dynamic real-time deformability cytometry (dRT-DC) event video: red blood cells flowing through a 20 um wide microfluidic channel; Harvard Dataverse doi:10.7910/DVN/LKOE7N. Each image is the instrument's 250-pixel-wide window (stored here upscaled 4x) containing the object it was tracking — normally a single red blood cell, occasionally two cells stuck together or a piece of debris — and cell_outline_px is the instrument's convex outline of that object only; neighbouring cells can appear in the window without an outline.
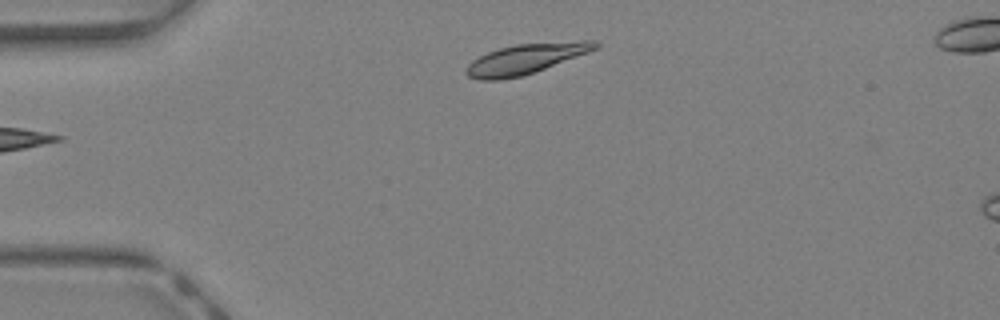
{"species": "Egyptian fruit bat (a non-hibernating species)", "species_latin": "Rousettus aegyptiacus", "temperature_condition": "warm", "stored_images_in_passage": 29, "camera_frame_rate_fps": 3000, "um_per_image_px": 0.085, "animal": {"sex": "female"}, "frame": {"image": 1, "passage_image": 1, "time_ms": 0.0, "image_size_px": [1000, 320], "cell_outline_px": [[600, 44], [596, 48], [588, 52], [544, 68], [520, 76], [500, 80], [480, 80], [468, 76], [464, 72], [464, 68], [472, 60], [488, 52], [500, 48], [516, 44], [580, 40], [596, 40]], "centroid_in_image_um": [44.65, 4.99], "position_along_channel_um": 40.4, "area_um2": 22.43}}
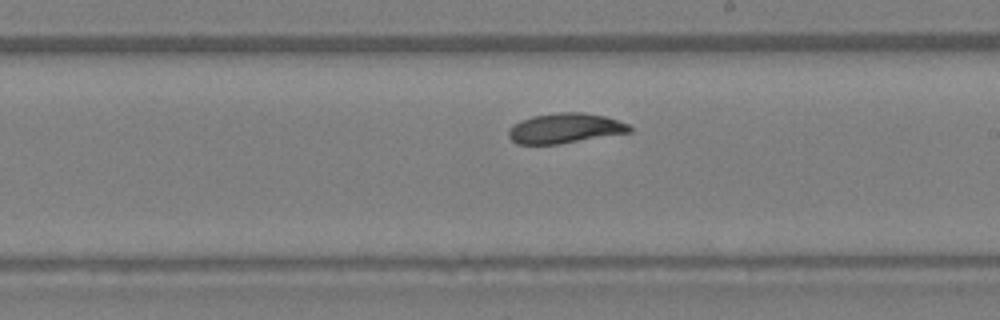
{"frame": {"image": 2, "passage_image": 16, "time_ms": 5.0, "image_size_px": [1000, 320], "cell_outline_px": [[632, 132], [560, 144], [516, 144], [508, 136], [508, 132], [512, 124], [520, 120], [532, 116], [560, 112], [584, 112], [604, 116], [628, 124], [632, 128]], "centroid_in_image_um": [48.01, 10.9], "position_along_channel_um": 241.0, "area_um2": 21.27}}
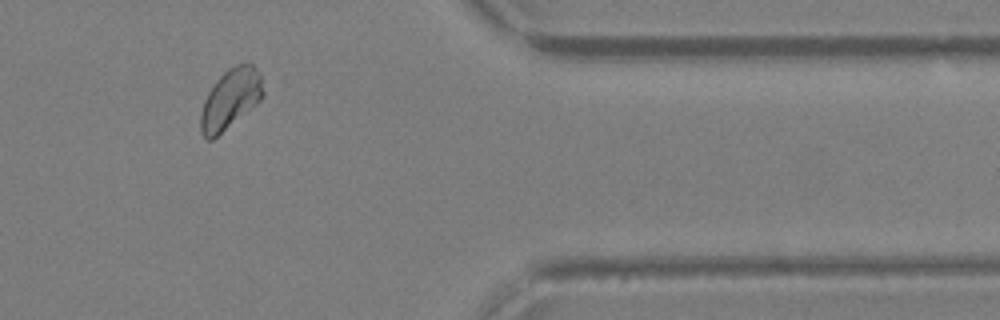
{"frame": {"image": 3, "passage_image": 27, "time_ms": 8.667, "image_size_px": [1000, 320], "cell_outline_px": [[264, 96], [260, 100], [212, 140], [208, 140], [200, 132], [200, 116], [204, 100], [208, 92], [216, 80], [228, 68], [236, 64], [252, 64], [260, 72], [264, 92]], "centroid_in_image_um": [19.58, 8.39], "position_along_channel_um": 391.8, "area_um2": 21.56}, "authors_computed_cell_mechanics": {"area_um2": 21.2704, "velocity_mm_per_s": 4.6961, "shape_relaxation_time_tau1_ms": 4.7556, "shape_relaxation_time_tau2_ms": null, "deformation_change_tau1": 0.1158, "deformation_change_tau2": null}}